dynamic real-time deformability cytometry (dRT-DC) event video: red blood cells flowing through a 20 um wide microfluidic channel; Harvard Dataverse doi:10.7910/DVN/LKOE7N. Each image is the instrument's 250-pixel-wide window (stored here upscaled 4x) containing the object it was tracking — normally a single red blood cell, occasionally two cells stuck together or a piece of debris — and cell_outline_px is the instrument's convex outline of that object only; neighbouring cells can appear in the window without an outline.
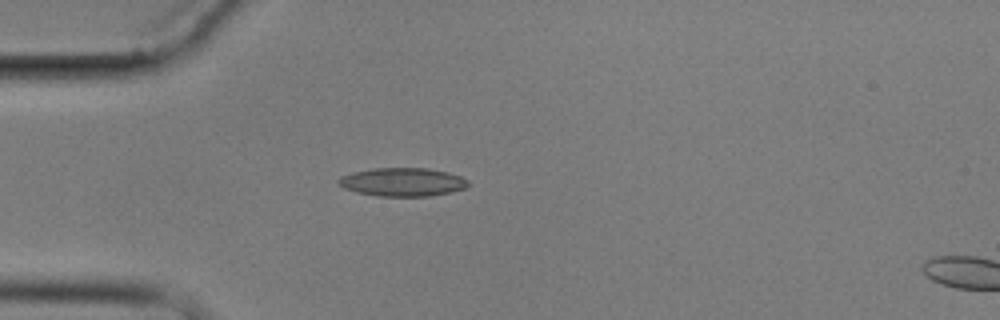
{"species": "common noctule bat (a hibernating species)", "species_latin": "Nyctalus noctula", "temperature_condition": "cold", "stored_images_in_passage": 6, "camera_frame_rate_fps": 3000, "um_per_image_px": 0.085, "animal": {"sex": "male", "body_mass_g": 17.9}, "frame": {"image": 1, "passage_image": 5, "time_ms": 4.667, "image_size_px": [1000, 320], "cell_outline_px": [[468, 184], [464, 188], [452, 192], [428, 196], [376, 196], [356, 192], [344, 188], [336, 180], [340, 176], [352, 172], [372, 168], [428, 168], [448, 172], [460, 176], [468, 180]], "centroid_in_image_um": [34.19, 15.47], "position_along_channel_um": 50.8, "area_um2": 21.56}}